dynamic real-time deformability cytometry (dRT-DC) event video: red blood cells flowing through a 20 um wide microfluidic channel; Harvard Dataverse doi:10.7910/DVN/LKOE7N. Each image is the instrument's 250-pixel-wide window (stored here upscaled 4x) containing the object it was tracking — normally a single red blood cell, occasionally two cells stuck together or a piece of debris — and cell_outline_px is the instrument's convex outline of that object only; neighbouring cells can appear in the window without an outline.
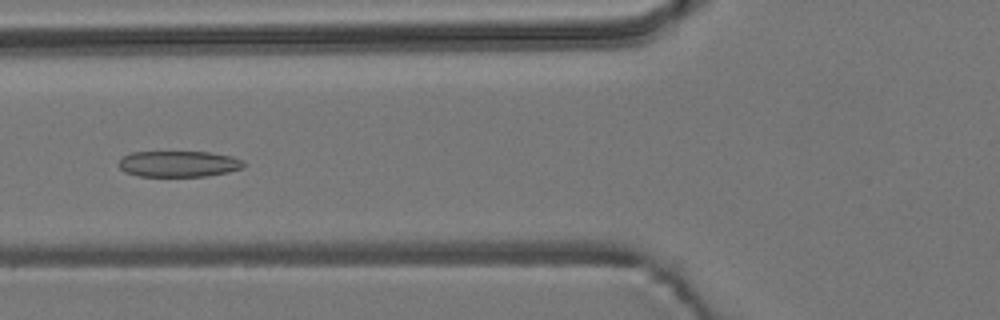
{"species": "common noctule bat (a hibernating species)", "species_latin": "Nyctalus noctula", "temperature_condition": "room temperature", "stored_images_in_passage": 8, "camera_frame_rate_fps": 3000, "um_per_image_px": 0.085, "animal": {"sex": "male", "body_mass_g": 19.2, "forearm_length_mm": 51.8}, "frame": {"image": 1, "passage_image": 5, "time_ms": 1.333, "image_size_px": [1000, 320], "cell_outline_px": [[244, 168], [228, 172], [204, 176], [140, 176], [124, 172], [120, 168], [120, 160], [124, 156], [132, 152], [208, 152], [232, 156], [244, 160]], "centroid_in_image_um": [15.22, 13.93], "position_along_channel_um": 110.6, "area_um2": 18.9}}
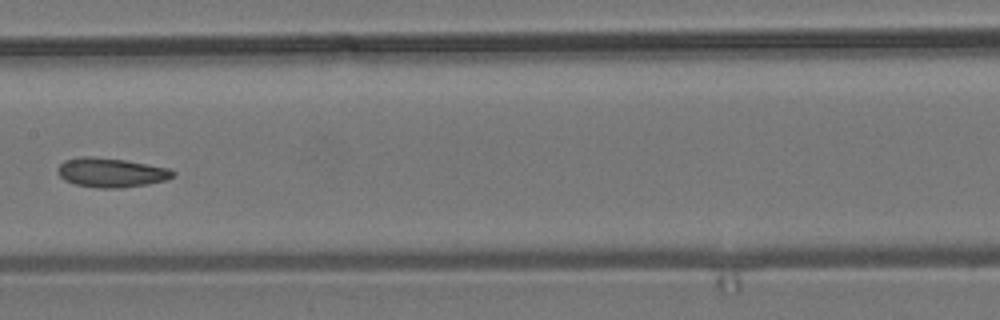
{"frame": {"image": 2, "passage_image": 7, "time_ms": 2.0, "image_size_px": [1000, 320], "cell_outline_px": [[176, 172], [172, 176], [164, 180], [148, 184], [120, 188], [100, 188], [76, 184], [64, 180], [56, 172], [60, 164], [64, 160], [80, 156], [96, 156], [124, 160], [148, 164], [168, 168]], "centroid_in_image_um": [9.41, 14.65], "position_along_channel_um": 198.0, "area_um2": 19.65}}
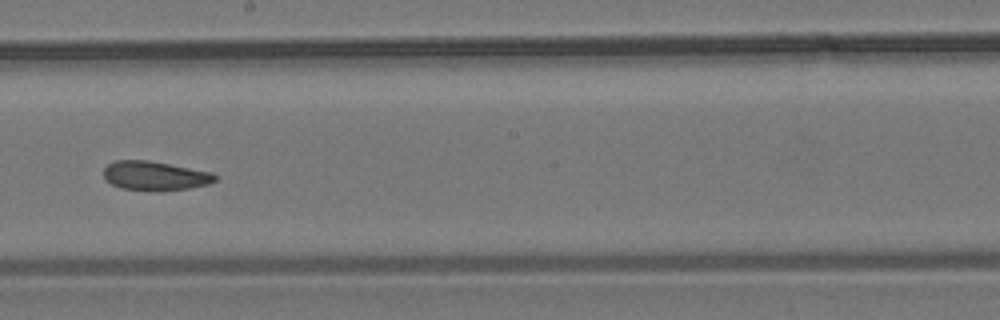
{"frame": {"image": 3, "passage_image": 8, "time_ms": 2.333, "image_size_px": [1000, 320], "cell_outline_px": [[216, 180], [208, 184], [188, 188], [160, 192], [156, 192], [120, 188], [112, 184], [104, 176], [104, 168], [108, 164], [116, 160], [148, 160], [212, 172], [216, 176]], "centroid_in_image_um": [13.17, 14.95], "position_along_channel_um": 235.0, "area_um2": 19.02}}